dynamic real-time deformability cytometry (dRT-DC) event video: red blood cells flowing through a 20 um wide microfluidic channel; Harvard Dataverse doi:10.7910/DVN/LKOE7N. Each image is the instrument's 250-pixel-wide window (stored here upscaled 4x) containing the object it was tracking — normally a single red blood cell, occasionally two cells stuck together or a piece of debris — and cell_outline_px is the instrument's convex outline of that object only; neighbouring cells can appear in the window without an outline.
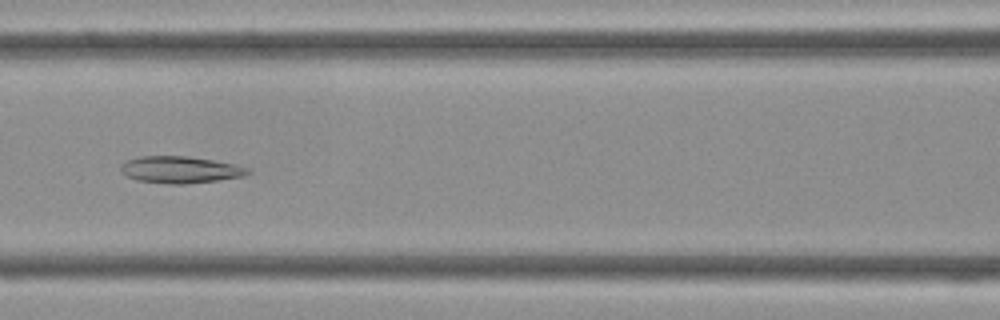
{"species": "Egyptian fruit bat (a non-hibernating species)", "species_latin": "Rousettus aegyptiacus", "temperature_condition": "cold", "stored_images_in_passage": 19, "camera_frame_rate_fps": 3000, "um_per_image_px": 0.085, "frame": {"image": 1, "passage_image": 19, "time_ms": 6.0, "image_size_px": [1000, 320], "cell_outline_px": [[252, 172], [244, 176], [188, 184], [168, 184], [136, 180], [128, 176], [120, 168], [120, 164], [128, 160], [140, 156], [188, 156], [212, 160], [232, 164], [248, 168]], "centroid_in_image_um": [15.31, 14.43], "position_along_channel_um": 151.3, "area_um2": 19.71}}